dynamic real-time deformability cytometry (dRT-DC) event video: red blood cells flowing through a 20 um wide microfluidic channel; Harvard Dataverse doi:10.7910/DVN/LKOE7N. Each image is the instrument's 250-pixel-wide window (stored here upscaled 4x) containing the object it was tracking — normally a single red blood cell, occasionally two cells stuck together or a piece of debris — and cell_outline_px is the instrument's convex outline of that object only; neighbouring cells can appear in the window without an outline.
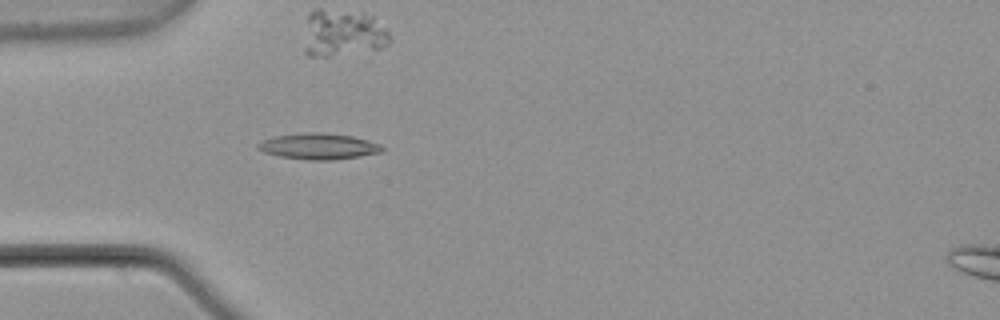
{"species": "common noctule bat (a hibernating species)", "species_latin": "Nyctalus noctula", "temperature_condition": "warm", "stored_images_in_passage": 5, "camera_frame_rate_fps": 3000, "um_per_image_px": 0.085, "animal": {"sex": "male", "body_mass_g": 21.5, "forearm_length_mm": 52.0}, "frame": {"image": 1, "passage_image": 4, "time_ms": 1.0, "image_size_px": [1000, 320], "cell_outline_px": [[384, 148], [380, 152], [360, 156], [332, 160], [308, 160], [280, 156], [264, 152], [256, 148], [256, 144], [264, 140], [276, 136], [308, 132], [320, 132], [352, 136], [368, 140], [380, 144]], "centroid_in_image_um": [27.08, 12.44], "position_along_channel_um": 57.9, "area_um2": 18.67}}